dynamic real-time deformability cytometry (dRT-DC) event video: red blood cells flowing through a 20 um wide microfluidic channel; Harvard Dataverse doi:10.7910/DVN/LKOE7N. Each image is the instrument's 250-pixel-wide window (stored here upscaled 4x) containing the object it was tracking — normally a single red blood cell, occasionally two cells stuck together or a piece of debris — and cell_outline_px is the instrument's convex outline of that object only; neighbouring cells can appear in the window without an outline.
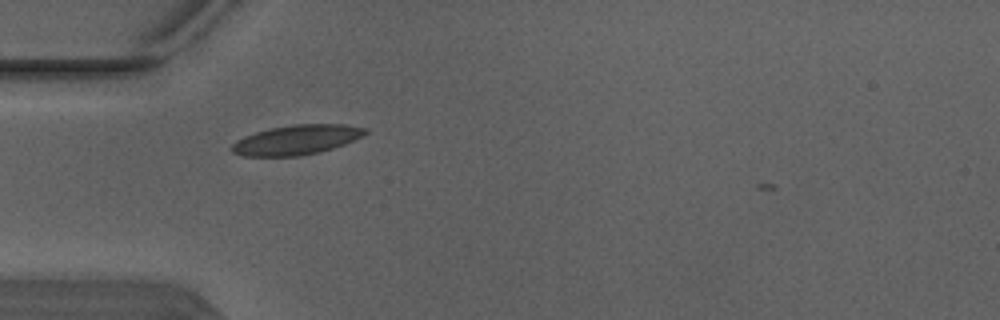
{"species": "Egyptian fruit bat (a non-hibernating species)", "species_latin": "Rousettus aegyptiacus", "temperature_condition": "warm", "stored_images_in_passage": 4, "camera_frame_rate_fps": 3000, "um_per_image_px": 0.085, "animal": {"sex": "male"}, "frame": {"image": 1, "passage_image": 3, "time_ms": 0.667, "image_size_px": [1000, 320], "cell_outline_px": [[368, 132], [364, 136], [344, 144], [320, 152], [300, 156], [244, 156], [232, 152], [232, 144], [236, 140], [244, 136], [268, 128], [296, 124], [344, 124], [368, 128]], "centroid_in_image_um": [25.23, 11.88], "position_along_channel_um": 59.8, "area_um2": 23.18}}
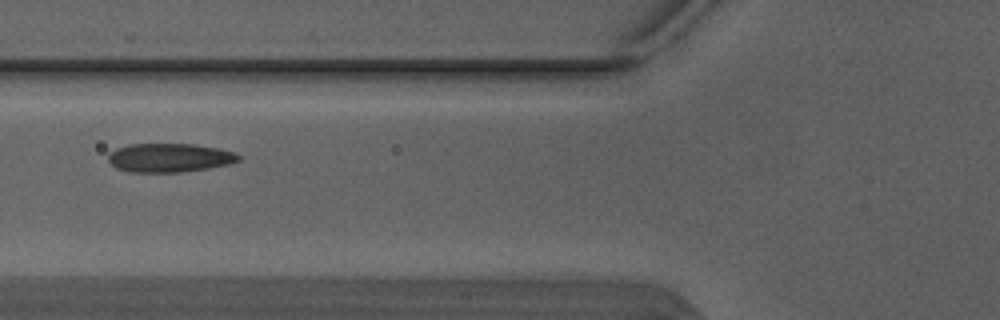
{"frame": {"image": 2, "passage_image": 4, "time_ms": 1.0, "image_size_px": [1000, 320], "cell_outline_px": [[240, 160], [228, 164], [208, 168], [180, 172], [132, 172], [116, 168], [108, 160], [108, 156], [116, 148], [128, 144], [196, 144], [220, 148], [236, 152], [240, 156]], "centroid_in_image_um": [14.43, 13.4], "position_along_channel_um": 111.4, "area_um2": 21.91}}